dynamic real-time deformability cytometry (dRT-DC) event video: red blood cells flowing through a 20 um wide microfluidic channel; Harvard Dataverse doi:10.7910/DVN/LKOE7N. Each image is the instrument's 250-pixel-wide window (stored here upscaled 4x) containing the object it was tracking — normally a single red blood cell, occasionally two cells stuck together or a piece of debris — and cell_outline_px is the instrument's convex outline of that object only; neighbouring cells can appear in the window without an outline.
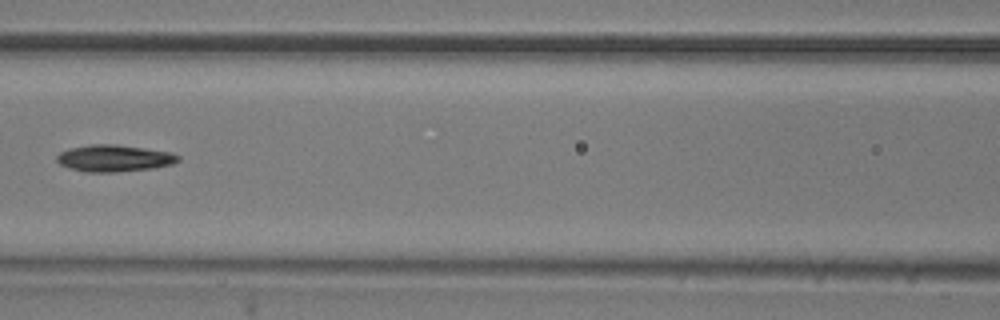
{"species": "common noctule bat (a hibernating species)", "species_latin": "Nyctalus noctula", "temperature_condition": "room temperature", "stored_images_in_passage": 11, "camera_frame_rate_fps": 3000, "um_per_image_px": 0.085, "animal": {"sex": "male", "body_mass_g": 20.5, "forearm_length_mm": 52.5}, "frame": {"image": 1, "passage_image": 7, "time_ms": 2.0, "image_size_px": [1000, 320], "cell_outline_px": [[180, 160], [172, 164], [152, 168], [116, 172], [84, 172], [68, 168], [60, 164], [56, 160], [56, 156], [60, 152], [68, 148], [88, 144], [116, 144], [172, 152], [180, 156]], "centroid_in_image_um": [9.68, 13.44], "position_along_channel_um": 156.9, "area_um2": 19.13}}
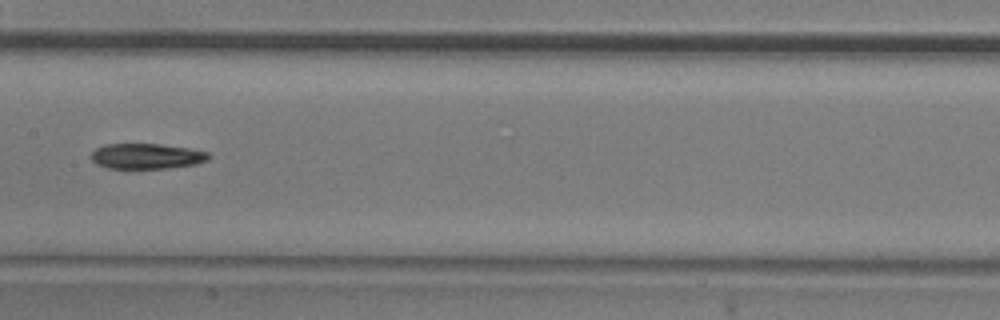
{"frame": {"image": 2, "passage_image": 8, "time_ms": 2.333, "image_size_px": [1000, 320], "cell_outline_px": [[212, 156], [208, 160], [196, 164], [168, 168], [108, 168], [96, 164], [88, 156], [96, 148], [104, 144], [160, 144], [188, 148], [208, 152]], "centroid_in_image_um": [12.45, 13.27], "position_along_channel_um": 195.0, "area_um2": 17.51}}
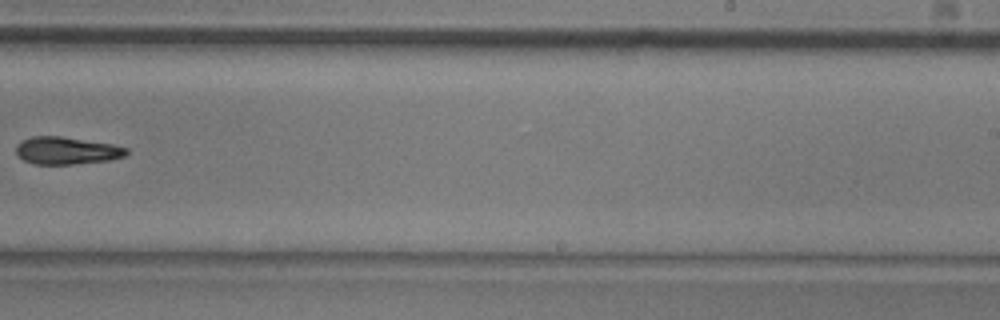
{"frame": {"image": 3, "passage_image": 10, "time_ms": 3.0, "image_size_px": [1000, 320], "cell_outline_px": [[128, 152], [124, 156], [108, 160], [72, 164], [36, 164], [24, 160], [16, 156], [16, 144], [32, 136], [60, 136], [112, 144], [128, 148]], "centroid_in_image_um": [5.63, 12.8], "position_along_channel_um": 283.4, "area_um2": 17.51}}